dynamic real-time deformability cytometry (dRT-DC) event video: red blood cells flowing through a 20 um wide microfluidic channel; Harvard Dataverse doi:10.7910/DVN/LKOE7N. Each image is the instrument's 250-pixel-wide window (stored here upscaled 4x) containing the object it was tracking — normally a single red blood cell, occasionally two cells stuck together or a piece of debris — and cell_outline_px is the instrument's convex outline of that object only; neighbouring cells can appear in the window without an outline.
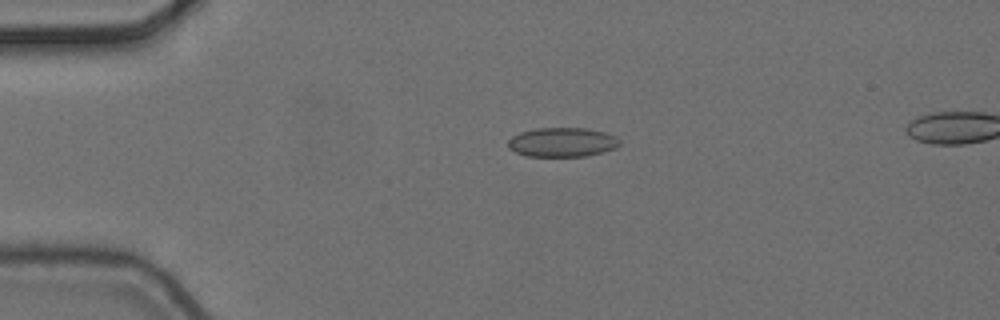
{"species": "common noctule bat (a hibernating species)", "species_latin": "Nyctalus noctula", "temperature_condition": "cold", "stored_images_in_passage": 6, "camera_frame_rate_fps": 3000, "um_per_image_px": 0.085, "animal": {"sex": "female", "body_mass_g": 24.6, "forearm_length_mm": 56.2}, "frame": {"image": 1, "passage_image": 4, "time_ms": 1.0, "image_size_px": [1000, 320], "cell_outline_px": [[620, 144], [616, 148], [604, 152], [588, 156], [524, 156], [508, 148], [508, 140], [512, 136], [520, 132], [536, 128], [588, 128], [604, 132], [616, 136], [620, 140]], "centroid_in_image_um": [47.8, 12.09], "position_along_channel_um": 37.2, "area_um2": 19.25}}